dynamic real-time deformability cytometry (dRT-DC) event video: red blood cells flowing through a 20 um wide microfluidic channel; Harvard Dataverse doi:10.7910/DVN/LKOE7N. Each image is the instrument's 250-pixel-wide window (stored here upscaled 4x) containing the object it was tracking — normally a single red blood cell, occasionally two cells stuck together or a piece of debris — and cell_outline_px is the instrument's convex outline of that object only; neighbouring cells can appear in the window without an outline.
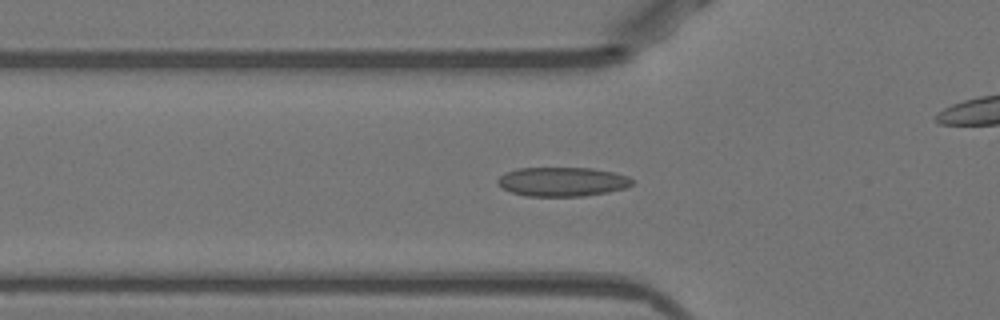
{"species": "Egyptian fruit bat (a non-hibernating species)", "species_latin": "Rousettus aegyptiacus", "temperature_condition": "warm", "stored_images_in_passage": 52, "camera_frame_rate_fps": 3000, "um_per_image_px": 0.085, "animal": {"sex": "female"}, "frame": {"image": 1, "passage_image": 17, "time_ms": 5.333, "image_size_px": [1000, 320], "cell_outline_px": [[636, 180], [632, 184], [624, 188], [608, 192], [584, 196], [524, 196], [512, 192], [504, 188], [496, 180], [504, 172], [516, 168], [592, 168], [612, 172], [628, 176]], "centroid_in_image_um": [47.8, 15.44], "position_along_channel_um": 78.0, "area_um2": 22.89}}
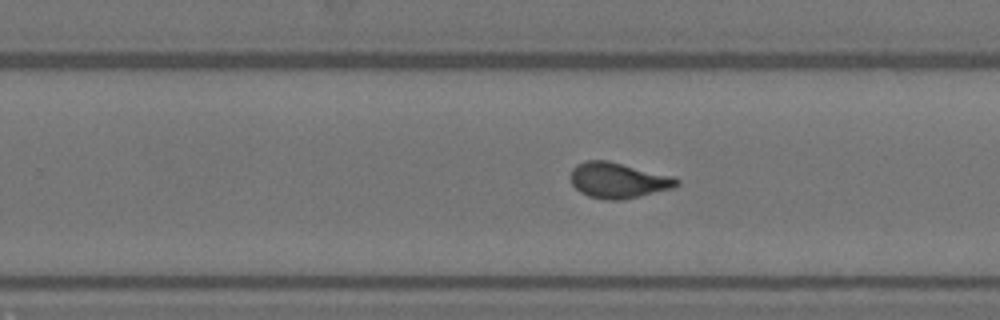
{"frame": {"image": 2, "passage_image": 32, "time_ms": 10.333, "image_size_px": [1000, 320], "cell_outline_px": [[680, 184], [672, 188], [640, 196], [620, 200], [608, 200], [588, 196], [580, 192], [572, 184], [572, 168], [576, 164], [588, 160], [608, 160], [672, 176], [680, 180]], "centroid_in_image_um": [52.55, 15.32], "position_along_channel_um": 277.3, "area_um2": 21.85}}
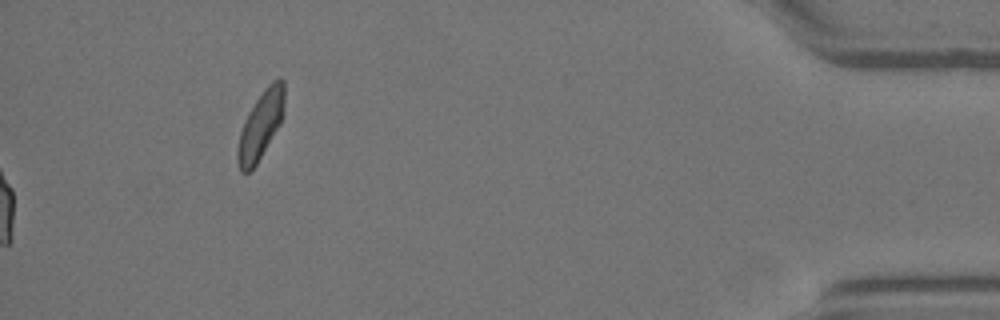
{"frame": {"image": 3, "passage_image": 52, "time_ms": 17.0, "image_size_px": [1000, 320], "cell_outline_px": [[284, 112], [280, 124], [256, 164], [248, 172], [240, 172], [236, 160], [236, 152], [240, 132], [244, 120], [248, 112], [264, 88], [272, 80], [280, 76], [284, 80]], "centroid_in_image_um": [22.15, 10.61], "position_along_channel_um": 413.0, "area_um2": 18.55}, "authors_computed_cell_mechanics": {"area_um2": 21.6461, "velocity_mm_per_s": 3.9723, "shape_relaxation_time_tau1_ms": 9.2146, "shape_relaxation_time_tau2_ms": 0.9342, "deformation_change_tau1": 0.2594, "deformation_change_tau2": 0.0642}}